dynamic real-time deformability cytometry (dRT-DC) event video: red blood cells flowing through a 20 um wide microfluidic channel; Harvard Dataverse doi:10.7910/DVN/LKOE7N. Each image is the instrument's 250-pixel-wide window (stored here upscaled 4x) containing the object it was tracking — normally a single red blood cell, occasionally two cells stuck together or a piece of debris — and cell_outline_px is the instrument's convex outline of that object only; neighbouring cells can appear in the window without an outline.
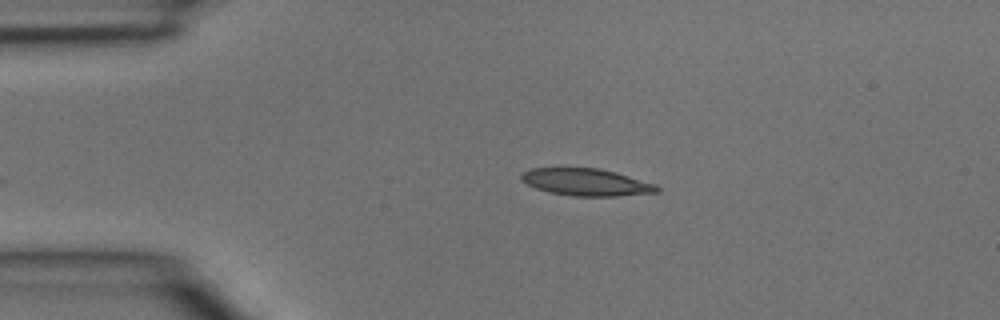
{"species": "common noctule bat (a hibernating species)", "species_latin": "Nyctalus noctula", "temperature_condition": "room temperature", "stored_images_in_passage": 2, "camera_frame_rate_fps": 3000, "um_per_image_px": 0.085, "animal": {"sex": "male", "body_mass_g": 15.6}, "frame": {"image": 1, "passage_image": 1, "time_ms": 0.0, "image_size_px": [1000, 320], "cell_outline_px": [[660, 192], [616, 196], [572, 196], [548, 192], [536, 188], [520, 180], [520, 176], [528, 168], [600, 168], [616, 172], [656, 184], [660, 188]], "centroid_in_image_um": [49.83, 15.48], "position_along_channel_um": 35.2, "area_um2": 21.56}}